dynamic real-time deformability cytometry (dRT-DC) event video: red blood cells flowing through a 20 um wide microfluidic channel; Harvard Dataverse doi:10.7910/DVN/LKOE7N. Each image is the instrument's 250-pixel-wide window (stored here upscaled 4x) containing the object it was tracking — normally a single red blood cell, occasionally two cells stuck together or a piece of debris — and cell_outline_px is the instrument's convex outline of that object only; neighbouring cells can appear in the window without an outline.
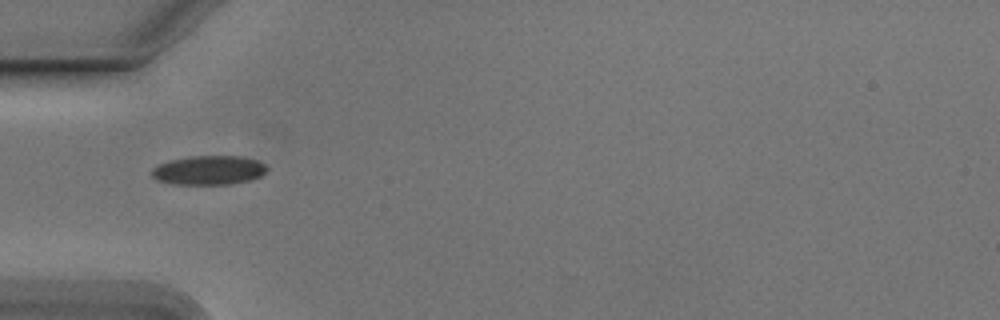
{"species": "Egyptian fruit bat (a non-hibernating species)", "species_latin": "Rousettus aegyptiacus", "temperature_condition": "cold", "stored_images_in_passage": 37, "camera_frame_rate_fps": 3000, "um_per_image_px": 0.085, "animal": {"sex": "male"}, "frame": {"image": 1, "passage_image": 1, "time_ms": 0.0, "image_size_px": [1000, 320], "cell_outline_px": [[268, 168], [260, 176], [248, 180], [228, 184], [172, 184], [156, 180], [152, 176], [152, 168], [168, 160], [192, 156], [240, 156], [256, 160], [264, 164]], "centroid_in_image_um": [17.71, 14.46], "position_along_channel_um": 67.3, "area_um2": 19.42}}
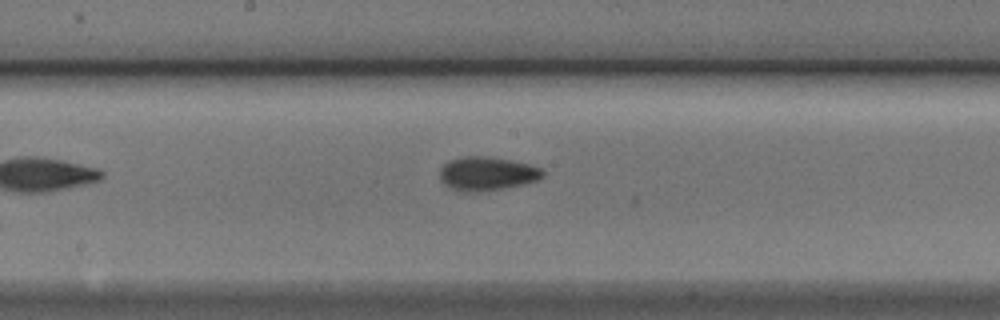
{"frame": {"image": 2, "passage_image": 12, "time_ms": 3.667, "image_size_px": [1000, 320], "cell_outline_px": [[544, 176], [536, 180], [524, 184], [504, 188], [480, 192], [460, 192], [448, 188], [440, 180], [440, 168], [448, 160], [464, 156], [484, 156], [508, 160], [528, 164], [540, 168], [544, 172]], "centroid_in_image_um": [41.33, 14.78], "position_along_channel_um": 206.9, "area_um2": 20.35}}
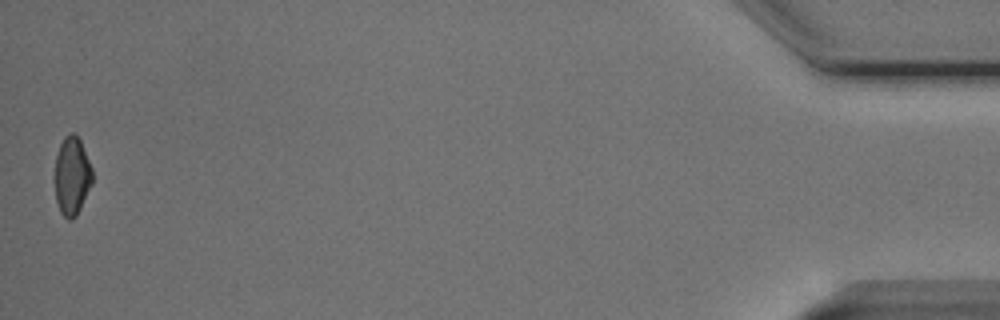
{"frame": {"image": 3, "passage_image": 37, "time_ms": 12.0, "image_size_px": [1000, 320], "cell_outline_px": [[92, 184], [76, 216], [72, 220], [68, 220], [60, 212], [56, 200], [56, 156], [60, 144], [64, 136], [72, 132], [80, 140], [92, 168]], "centroid_in_image_um": [6.12, 14.97], "position_along_channel_um": 429.1, "area_um2": 16.88}, "authors_computed_cell_mechanics": {"area_um2": 18.5538, "velocity_mm_per_s": 3.8096, "shape_relaxation_time_tau1_ms": null, "shape_relaxation_time_tau2_ms": 6.4812, "deformation_change_tau1": null, "deformation_change_tau2": 0.1143}}